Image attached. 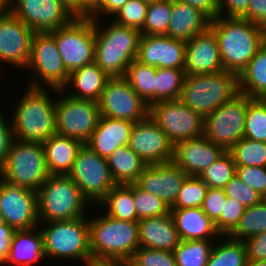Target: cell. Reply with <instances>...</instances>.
I'll list each match as a JSON object with an SVG mask.
<instances>
[{
    "label": "cell",
    "mask_w": 266,
    "mask_h": 266,
    "mask_svg": "<svg viewBox=\"0 0 266 266\" xmlns=\"http://www.w3.org/2000/svg\"><path fill=\"white\" fill-rule=\"evenodd\" d=\"M266 231V205L261 201L245 209L236 227L227 235L238 241L255 236Z\"/></svg>",
    "instance_id": "obj_38"
},
{
    "label": "cell",
    "mask_w": 266,
    "mask_h": 266,
    "mask_svg": "<svg viewBox=\"0 0 266 266\" xmlns=\"http://www.w3.org/2000/svg\"><path fill=\"white\" fill-rule=\"evenodd\" d=\"M128 0H102L99 9L90 17L93 20H98L101 15H115Z\"/></svg>",
    "instance_id": "obj_57"
},
{
    "label": "cell",
    "mask_w": 266,
    "mask_h": 266,
    "mask_svg": "<svg viewBox=\"0 0 266 266\" xmlns=\"http://www.w3.org/2000/svg\"><path fill=\"white\" fill-rule=\"evenodd\" d=\"M185 77L184 69L156 68L155 103L179 100Z\"/></svg>",
    "instance_id": "obj_36"
},
{
    "label": "cell",
    "mask_w": 266,
    "mask_h": 266,
    "mask_svg": "<svg viewBox=\"0 0 266 266\" xmlns=\"http://www.w3.org/2000/svg\"><path fill=\"white\" fill-rule=\"evenodd\" d=\"M33 72L28 86L50 88L60 93L66 85L69 73L50 32H35L31 41V55L26 70ZM36 79H35V78ZM34 78V79H33Z\"/></svg>",
    "instance_id": "obj_9"
},
{
    "label": "cell",
    "mask_w": 266,
    "mask_h": 266,
    "mask_svg": "<svg viewBox=\"0 0 266 266\" xmlns=\"http://www.w3.org/2000/svg\"><path fill=\"white\" fill-rule=\"evenodd\" d=\"M125 266H131L128 262H125Z\"/></svg>",
    "instance_id": "obj_66"
},
{
    "label": "cell",
    "mask_w": 266,
    "mask_h": 266,
    "mask_svg": "<svg viewBox=\"0 0 266 266\" xmlns=\"http://www.w3.org/2000/svg\"><path fill=\"white\" fill-rule=\"evenodd\" d=\"M14 229L6 223L0 226V264H4L8 258Z\"/></svg>",
    "instance_id": "obj_56"
},
{
    "label": "cell",
    "mask_w": 266,
    "mask_h": 266,
    "mask_svg": "<svg viewBox=\"0 0 266 266\" xmlns=\"http://www.w3.org/2000/svg\"><path fill=\"white\" fill-rule=\"evenodd\" d=\"M238 88L250 98H266V43L238 75Z\"/></svg>",
    "instance_id": "obj_31"
},
{
    "label": "cell",
    "mask_w": 266,
    "mask_h": 266,
    "mask_svg": "<svg viewBox=\"0 0 266 266\" xmlns=\"http://www.w3.org/2000/svg\"><path fill=\"white\" fill-rule=\"evenodd\" d=\"M127 146L146 165L168 163L173 160L174 145L150 116L133 124Z\"/></svg>",
    "instance_id": "obj_18"
},
{
    "label": "cell",
    "mask_w": 266,
    "mask_h": 266,
    "mask_svg": "<svg viewBox=\"0 0 266 266\" xmlns=\"http://www.w3.org/2000/svg\"><path fill=\"white\" fill-rule=\"evenodd\" d=\"M64 94L56 99V134L86 144L101 117L98 102Z\"/></svg>",
    "instance_id": "obj_13"
},
{
    "label": "cell",
    "mask_w": 266,
    "mask_h": 266,
    "mask_svg": "<svg viewBox=\"0 0 266 266\" xmlns=\"http://www.w3.org/2000/svg\"><path fill=\"white\" fill-rule=\"evenodd\" d=\"M245 209L239 201L226 197L225 202H223V212L214 222L215 228L221 236H227L236 227Z\"/></svg>",
    "instance_id": "obj_47"
},
{
    "label": "cell",
    "mask_w": 266,
    "mask_h": 266,
    "mask_svg": "<svg viewBox=\"0 0 266 266\" xmlns=\"http://www.w3.org/2000/svg\"><path fill=\"white\" fill-rule=\"evenodd\" d=\"M35 32L10 11L0 15V60L27 68Z\"/></svg>",
    "instance_id": "obj_19"
},
{
    "label": "cell",
    "mask_w": 266,
    "mask_h": 266,
    "mask_svg": "<svg viewBox=\"0 0 266 266\" xmlns=\"http://www.w3.org/2000/svg\"><path fill=\"white\" fill-rule=\"evenodd\" d=\"M201 10L211 20L218 17V0H176Z\"/></svg>",
    "instance_id": "obj_55"
},
{
    "label": "cell",
    "mask_w": 266,
    "mask_h": 266,
    "mask_svg": "<svg viewBox=\"0 0 266 266\" xmlns=\"http://www.w3.org/2000/svg\"><path fill=\"white\" fill-rule=\"evenodd\" d=\"M138 230L139 247L173 251L180 242L171 212L139 219Z\"/></svg>",
    "instance_id": "obj_25"
},
{
    "label": "cell",
    "mask_w": 266,
    "mask_h": 266,
    "mask_svg": "<svg viewBox=\"0 0 266 266\" xmlns=\"http://www.w3.org/2000/svg\"><path fill=\"white\" fill-rule=\"evenodd\" d=\"M49 176L42 143L13 139L7 158L0 167V178L38 191Z\"/></svg>",
    "instance_id": "obj_7"
},
{
    "label": "cell",
    "mask_w": 266,
    "mask_h": 266,
    "mask_svg": "<svg viewBox=\"0 0 266 266\" xmlns=\"http://www.w3.org/2000/svg\"><path fill=\"white\" fill-rule=\"evenodd\" d=\"M47 90L26 87L10 118L14 139L42 143L56 134V100Z\"/></svg>",
    "instance_id": "obj_2"
},
{
    "label": "cell",
    "mask_w": 266,
    "mask_h": 266,
    "mask_svg": "<svg viewBox=\"0 0 266 266\" xmlns=\"http://www.w3.org/2000/svg\"><path fill=\"white\" fill-rule=\"evenodd\" d=\"M225 191L222 188H208L202 205L203 212L214 223L223 212V202L226 200Z\"/></svg>",
    "instance_id": "obj_50"
},
{
    "label": "cell",
    "mask_w": 266,
    "mask_h": 266,
    "mask_svg": "<svg viewBox=\"0 0 266 266\" xmlns=\"http://www.w3.org/2000/svg\"><path fill=\"white\" fill-rule=\"evenodd\" d=\"M223 242L214 243L206 266H245L247 262L246 248L243 241L222 236Z\"/></svg>",
    "instance_id": "obj_35"
},
{
    "label": "cell",
    "mask_w": 266,
    "mask_h": 266,
    "mask_svg": "<svg viewBox=\"0 0 266 266\" xmlns=\"http://www.w3.org/2000/svg\"><path fill=\"white\" fill-rule=\"evenodd\" d=\"M5 224V221H4V218L0 212V226L4 225Z\"/></svg>",
    "instance_id": "obj_63"
},
{
    "label": "cell",
    "mask_w": 266,
    "mask_h": 266,
    "mask_svg": "<svg viewBox=\"0 0 266 266\" xmlns=\"http://www.w3.org/2000/svg\"><path fill=\"white\" fill-rule=\"evenodd\" d=\"M208 186L200 177L188 176L170 209L202 207Z\"/></svg>",
    "instance_id": "obj_43"
},
{
    "label": "cell",
    "mask_w": 266,
    "mask_h": 266,
    "mask_svg": "<svg viewBox=\"0 0 266 266\" xmlns=\"http://www.w3.org/2000/svg\"><path fill=\"white\" fill-rule=\"evenodd\" d=\"M247 106L248 96L239 92L204 118L203 135L228 152L244 138Z\"/></svg>",
    "instance_id": "obj_12"
},
{
    "label": "cell",
    "mask_w": 266,
    "mask_h": 266,
    "mask_svg": "<svg viewBox=\"0 0 266 266\" xmlns=\"http://www.w3.org/2000/svg\"><path fill=\"white\" fill-rule=\"evenodd\" d=\"M10 11V0H0V15Z\"/></svg>",
    "instance_id": "obj_61"
},
{
    "label": "cell",
    "mask_w": 266,
    "mask_h": 266,
    "mask_svg": "<svg viewBox=\"0 0 266 266\" xmlns=\"http://www.w3.org/2000/svg\"><path fill=\"white\" fill-rule=\"evenodd\" d=\"M238 93V75L222 70L186 75L179 100L205 118Z\"/></svg>",
    "instance_id": "obj_5"
},
{
    "label": "cell",
    "mask_w": 266,
    "mask_h": 266,
    "mask_svg": "<svg viewBox=\"0 0 266 266\" xmlns=\"http://www.w3.org/2000/svg\"><path fill=\"white\" fill-rule=\"evenodd\" d=\"M241 18L266 30V0H250L248 10Z\"/></svg>",
    "instance_id": "obj_53"
},
{
    "label": "cell",
    "mask_w": 266,
    "mask_h": 266,
    "mask_svg": "<svg viewBox=\"0 0 266 266\" xmlns=\"http://www.w3.org/2000/svg\"><path fill=\"white\" fill-rule=\"evenodd\" d=\"M0 212L14 230L38 227L37 191L8 183L0 178Z\"/></svg>",
    "instance_id": "obj_16"
},
{
    "label": "cell",
    "mask_w": 266,
    "mask_h": 266,
    "mask_svg": "<svg viewBox=\"0 0 266 266\" xmlns=\"http://www.w3.org/2000/svg\"><path fill=\"white\" fill-rule=\"evenodd\" d=\"M149 116L173 145L182 140L203 136L204 118L180 100L150 105Z\"/></svg>",
    "instance_id": "obj_14"
},
{
    "label": "cell",
    "mask_w": 266,
    "mask_h": 266,
    "mask_svg": "<svg viewBox=\"0 0 266 266\" xmlns=\"http://www.w3.org/2000/svg\"><path fill=\"white\" fill-rule=\"evenodd\" d=\"M133 122L101 116L86 143L99 156L108 158L121 146H127Z\"/></svg>",
    "instance_id": "obj_24"
},
{
    "label": "cell",
    "mask_w": 266,
    "mask_h": 266,
    "mask_svg": "<svg viewBox=\"0 0 266 266\" xmlns=\"http://www.w3.org/2000/svg\"><path fill=\"white\" fill-rule=\"evenodd\" d=\"M72 11L75 17H79V0H61Z\"/></svg>",
    "instance_id": "obj_60"
},
{
    "label": "cell",
    "mask_w": 266,
    "mask_h": 266,
    "mask_svg": "<svg viewBox=\"0 0 266 266\" xmlns=\"http://www.w3.org/2000/svg\"><path fill=\"white\" fill-rule=\"evenodd\" d=\"M213 246L212 240H180L173 250L176 266H206Z\"/></svg>",
    "instance_id": "obj_37"
},
{
    "label": "cell",
    "mask_w": 266,
    "mask_h": 266,
    "mask_svg": "<svg viewBox=\"0 0 266 266\" xmlns=\"http://www.w3.org/2000/svg\"><path fill=\"white\" fill-rule=\"evenodd\" d=\"M235 166L266 167V142L242 138L229 151Z\"/></svg>",
    "instance_id": "obj_39"
},
{
    "label": "cell",
    "mask_w": 266,
    "mask_h": 266,
    "mask_svg": "<svg viewBox=\"0 0 266 266\" xmlns=\"http://www.w3.org/2000/svg\"><path fill=\"white\" fill-rule=\"evenodd\" d=\"M225 195L239 201L245 208H249L262 201V196L246 185L236 175L223 188Z\"/></svg>",
    "instance_id": "obj_48"
},
{
    "label": "cell",
    "mask_w": 266,
    "mask_h": 266,
    "mask_svg": "<svg viewBox=\"0 0 266 266\" xmlns=\"http://www.w3.org/2000/svg\"><path fill=\"white\" fill-rule=\"evenodd\" d=\"M148 3L141 0H128L125 5L113 15L117 24L141 31L146 19Z\"/></svg>",
    "instance_id": "obj_45"
},
{
    "label": "cell",
    "mask_w": 266,
    "mask_h": 266,
    "mask_svg": "<svg viewBox=\"0 0 266 266\" xmlns=\"http://www.w3.org/2000/svg\"><path fill=\"white\" fill-rule=\"evenodd\" d=\"M10 12L34 32H50L75 16L61 0H10Z\"/></svg>",
    "instance_id": "obj_17"
},
{
    "label": "cell",
    "mask_w": 266,
    "mask_h": 266,
    "mask_svg": "<svg viewBox=\"0 0 266 266\" xmlns=\"http://www.w3.org/2000/svg\"><path fill=\"white\" fill-rule=\"evenodd\" d=\"M44 253L46 258L85 262L92 258L89 244L87 216L68 221L42 222Z\"/></svg>",
    "instance_id": "obj_8"
},
{
    "label": "cell",
    "mask_w": 266,
    "mask_h": 266,
    "mask_svg": "<svg viewBox=\"0 0 266 266\" xmlns=\"http://www.w3.org/2000/svg\"><path fill=\"white\" fill-rule=\"evenodd\" d=\"M124 78L148 106L155 104L156 67L134 59L128 66Z\"/></svg>",
    "instance_id": "obj_34"
},
{
    "label": "cell",
    "mask_w": 266,
    "mask_h": 266,
    "mask_svg": "<svg viewBox=\"0 0 266 266\" xmlns=\"http://www.w3.org/2000/svg\"><path fill=\"white\" fill-rule=\"evenodd\" d=\"M245 266H266V260H247Z\"/></svg>",
    "instance_id": "obj_62"
},
{
    "label": "cell",
    "mask_w": 266,
    "mask_h": 266,
    "mask_svg": "<svg viewBox=\"0 0 266 266\" xmlns=\"http://www.w3.org/2000/svg\"><path fill=\"white\" fill-rule=\"evenodd\" d=\"M236 175V166L229 152L216 160L206 168L199 176L208 188H224L226 184Z\"/></svg>",
    "instance_id": "obj_42"
},
{
    "label": "cell",
    "mask_w": 266,
    "mask_h": 266,
    "mask_svg": "<svg viewBox=\"0 0 266 266\" xmlns=\"http://www.w3.org/2000/svg\"><path fill=\"white\" fill-rule=\"evenodd\" d=\"M83 144L71 137L52 135L42 142L47 170L50 175H68L78 150Z\"/></svg>",
    "instance_id": "obj_30"
},
{
    "label": "cell",
    "mask_w": 266,
    "mask_h": 266,
    "mask_svg": "<svg viewBox=\"0 0 266 266\" xmlns=\"http://www.w3.org/2000/svg\"><path fill=\"white\" fill-rule=\"evenodd\" d=\"M50 33L54 36L63 64L72 73L94 62L95 29L91 18L75 17L70 23Z\"/></svg>",
    "instance_id": "obj_11"
},
{
    "label": "cell",
    "mask_w": 266,
    "mask_h": 266,
    "mask_svg": "<svg viewBox=\"0 0 266 266\" xmlns=\"http://www.w3.org/2000/svg\"><path fill=\"white\" fill-rule=\"evenodd\" d=\"M137 60L156 68L184 69L185 42L166 35H141Z\"/></svg>",
    "instance_id": "obj_22"
},
{
    "label": "cell",
    "mask_w": 266,
    "mask_h": 266,
    "mask_svg": "<svg viewBox=\"0 0 266 266\" xmlns=\"http://www.w3.org/2000/svg\"><path fill=\"white\" fill-rule=\"evenodd\" d=\"M210 29L218 40L223 69L239 75L266 43V30L242 18L216 17Z\"/></svg>",
    "instance_id": "obj_1"
},
{
    "label": "cell",
    "mask_w": 266,
    "mask_h": 266,
    "mask_svg": "<svg viewBox=\"0 0 266 266\" xmlns=\"http://www.w3.org/2000/svg\"><path fill=\"white\" fill-rule=\"evenodd\" d=\"M101 4L102 0H79V17L90 18Z\"/></svg>",
    "instance_id": "obj_58"
},
{
    "label": "cell",
    "mask_w": 266,
    "mask_h": 266,
    "mask_svg": "<svg viewBox=\"0 0 266 266\" xmlns=\"http://www.w3.org/2000/svg\"><path fill=\"white\" fill-rule=\"evenodd\" d=\"M180 240H214L222 238L212 220L201 207L170 209ZM218 237V238H217Z\"/></svg>",
    "instance_id": "obj_27"
},
{
    "label": "cell",
    "mask_w": 266,
    "mask_h": 266,
    "mask_svg": "<svg viewBox=\"0 0 266 266\" xmlns=\"http://www.w3.org/2000/svg\"><path fill=\"white\" fill-rule=\"evenodd\" d=\"M222 70L218 40L210 28L185 43L186 75L209 74Z\"/></svg>",
    "instance_id": "obj_23"
},
{
    "label": "cell",
    "mask_w": 266,
    "mask_h": 266,
    "mask_svg": "<svg viewBox=\"0 0 266 266\" xmlns=\"http://www.w3.org/2000/svg\"><path fill=\"white\" fill-rule=\"evenodd\" d=\"M249 2L250 0H218V16L241 18L247 12Z\"/></svg>",
    "instance_id": "obj_52"
},
{
    "label": "cell",
    "mask_w": 266,
    "mask_h": 266,
    "mask_svg": "<svg viewBox=\"0 0 266 266\" xmlns=\"http://www.w3.org/2000/svg\"><path fill=\"white\" fill-rule=\"evenodd\" d=\"M141 1L150 4V3H154V2H157V1H161V0H141Z\"/></svg>",
    "instance_id": "obj_64"
},
{
    "label": "cell",
    "mask_w": 266,
    "mask_h": 266,
    "mask_svg": "<svg viewBox=\"0 0 266 266\" xmlns=\"http://www.w3.org/2000/svg\"><path fill=\"white\" fill-rule=\"evenodd\" d=\"M37 204L40 223L85 217L91 205L68 175H50L37 191Z\"/></svg>",
    "instance_id": "obj_6"
},
{
    "label": "cell",
    "mask_w": 266,
    "mask_h": 266,
    "mask_svg": "<svg viewBox=\"0 0 266 266\" xmlns=\"http://www.w3.org/2000/svg\"><path fill=\"white\" fill-rule=\"evenodd\" d=\"M88 219L92 258L128 262L139 248L138 222L123 221L106 213Z\"/></svg>",
    "instance_id": "obj_4"
},
{
    "label": "cell",
    "mask_w": 266,
    "mask_h": 266,
    "mask_svg": "<svg viewBox=\"0 0 266 266\" xmlns=\"http://www.w3.org/2000/svg\"><path fill=\"white\" fill-rule=\"evenodd\" d=\"M172 13V0H161L150 3L147 8L146 19L142 35H166Z\"/></svg>",
    "instance_id": "obj_41"
},
{
    "label": "cell",
    "mask_w": 266,
    "mask_h": 266,
    "mask_svg": "<svg viewBox=\"0 0 266 266\" xmlns=\"http://www.w3.org/2000/svg\"><path fill=\"white\" fill-rule=\"evenodd\" d=\"M187 177L180 167L171 161L147 165L134 184L141 190L159 197L171 208Z\"/></svg>",
    "instance_id": "obj_20"
},
{
    "label": "cell",
    "mask_w": 266,
    "mask_h": 266,
    "mask_svg": "<svg viewBox=\"0 0 266 266\" xmlns=\"http://www.w3.org/2000/svg\"><path fill=\"white\" fill-rule=\"evenodd\" d=\"M98 106L101 116L133 123L149 116V106L124 77H110L107 80Z\"/></svg>",
    "instance_id": "obj_15"
},
{
    "label": "cell",
    "mask_w": 266,
    "mask_h": 266,
    "mask_svg": "<svg viewBox=\"0 0 266 266\" xmlns=\"http://www.w3.org/2000/svg\"><path fill=\"white\" fill-rule=\"evenodd\" d=\"M247 260H266V231L245 239Z\"/></svg>",
    "instance_id": "obj_51"
},
{
    "label": "cell",
    "mask_w": 266,
    "mask_h": 266,
    "mask_svg": "<svg viewBox=\"0 0 266 266\" xmlns=\"http://www.w3.org/2000/svg\"><path fill=\"white\" fill-rule=\"evenodd\" d=\"M133 198L138 219L158 217L170 212V207L159 197L133 184Z\"/></svg>",
    "instance_id": "obj_44"
},
{
    "label": "cell",
    "mask_w": 266,
    "mask_h": 266,
    "mask_svg": "<svg viewBox=\"0 0 266 266\" xmlns=\"http://www.w3.org/2000/svg\"><path fill=\"white\" fill-rule=\"evenodd\" d=\"M94 21L95 55L94 62L109 77H124L128 66L137 59L141 32L115 23L107 27ZM102 29H101V28Z\"/></svg>",
    "instance_id": "obj_3"
},
{
    "label": "cell",
    "mask_w": 266,
    "mask_h": 266,
    "mask_svg": "<svg viewBox=\"0 0 266 266\" xmlns=\"http://www.w3.org/2000/svg\"><path fill=\"white\" fill-rule=\"evenodd\" d=\"M262 202L266 205V195L262 197Z\"/></svg>",
    "instance_id": "obj_65"
},
{
    "label": "cell",
    "mask_w": 266,
    "mask_h": 266,
    "mask_svg": "<svg viewBox=\"0 0 266 266\" xmlns=\"http://www.w3.org/2000/svg\"><path fill=\"white\" fill-rule=\"evenodd\" d=\"M112 177L116 184H134L146 163L128 146L118 147L107 158Z\"/></svg>",
    "instance_id": "obj_32"
},
{
    "label": "cell",
    "mask_w": 266,
    "mask_h": 266,
    "mask_svg": "<svg viewBox=\"0 0 266 266\" xmlns=\"http://www.w3.org/2000/svg\"><path fill=\"white\" fill-rule=\"evenodd\" d=\"M224 150L204 135L177 142L173 148V162L187 175L199 177L201 173L218 160Z\"/></svg>",
    "instance_id": "obj_21"
},
{
    "label": "cell",
    "mask_w": 266,
    "mask_h": 266,
    "mask_svg": "<svg viewBox=\"0 0 266 266\" xmlns=\"http://www.w3.org/2000/svg\"><path fill=\"white\" fill-rule=\"evenodd\" d=\"M83 264L86 266H125V261L90 258Z\"/></svg>",
    "instance_id": "obj_59"
},
{
    "label": "cell",
    "mask_w": 266,
    "mask_h": 266,
    "mask_svg": "<svg viewBox=\"0 0 266 266\" xmlns=\"http://www.w3.org/2000/svg\"><path fill=\"white\" fill-rule=\"evenodd\" d=\"M68 176L79 187L91 206L95 207L117 185L112 177L107 158L99 156L86 144L78 150Z\"/></svg>",
    "instance_id": "obj_10"
},
{
    "label": "cell",
    "mask_w": 266,
    "mask_h": 266,
    "mask_svg": "<svg viewBox=\"0 0 266 266\" xmlns=\"http://www.w3.org/2000/svg\"><path fill=\"white\" fill-rule=\"evenodd\" d=\"M109 78L95 62H92L70 73L62 91L68 90L66 88L71 86L69 89L74 90L66 91L68 96L98 102Z\"/></svg>",
    "instance_id": "obj_29"
},
{
    "label": "cell",
    "mask_w": 266,
    "mask_h": 266,
    "mask_svg": "<svg viewBox=\"0 0 266 266\" xmlns=\"http://www.w3.org/2000/svg\"><path fill=\"white\" fill-rule=\"evenodd\" d=\"M107 208L106 214L123 221L138 222L133 198V184H117L98 204Z\"/></svg>",
    "instance_id": "obj_33"
},
{
    "label": "cell",
    "mask_w": 266,
    "mask_h": 266,
    "mask_svg": "<svg viewBox=\"0 0 266 266\" xmlns=\"http://www.w3.org/2000/svg\"><path fill=\"white\" fill-rule=\"evenodd\" d=\"M236 176L262 197L266 195V167L236 166Z\"/></svg>",
    "instance_id": "obj_49"
},
{
    "label": "cell",
    "mask_w": 266,
    "mask_h": 266,
    "mask_svg": "<svg viewBox=\"0 0 266 266\" xmlns=\"http://www.w3.org/2000/svg\"><path fill=\"white\" fill-rule=\"evenodd\" d=\"M131 266H176L173 251L139 247L128 261Z\"/></svg>",
    "instance_id": "obj_46"
},
{
    "label": "cell",
    "mask_w": 266,
    "mask_h": 266,
    "mask_svg": "<svg viewBox=\"0 0 266 266\" xmlns=\"http://www.w3.org/2000/svg\"><path fill=\"white\" fill-rule=\"evenodd\" d=\"M0 110V167L4 164L10 145L13 141L12 123L7 121L4 117L5 114ZM3 114V115H2Z\"/></svg>",
    "instance_id": "obj_54"
},
{
    "label": "cell",
    "mask_w": 266,
    "mask_h": 266,
    "mask_svg": "<svg viewBox=\"0 0 266 266\" xmlns=\"http://www.w3.org/2000/svg\"><path fill=\"white\" fill-rule=\"evenodd\" d=\"M244 137L266 142V98H250L248 96Z\"/></svg>",
    "instance_id": "obj_40"
},
{
    "label": "cell",
    "mask_w": 266,
    "mask_h": 266,
    "mask_svg": "<svg viewBox=\"0 0 266 266\" xmlns=\"http://www.w3.org/2000/svg\"><path fill=\"white\" fill-rule=\"evenodd\" d=\"M42 259H46V256L44 253L43 235L40 228L15 230L12 236L8 258L3 265L31 266Z\"/></svg>",
    "instance_id": "obj_28"
},
{
    "label": "cell",
    "mask_w": 266,
    "mask_h": 266,
    "mask_svg": "<svg viewBox=\"0 0 266 266\" xmlns=\"http://www.w3.org/2000/svg\"><path fill=\"white\" fill-rule=\"evenodd\" d=\"M211 19L201 10L172 0V13L166 36L187 42L210 28Z\"/></svg>",
    "instance_id": "obj_26"
}]
</instances>
